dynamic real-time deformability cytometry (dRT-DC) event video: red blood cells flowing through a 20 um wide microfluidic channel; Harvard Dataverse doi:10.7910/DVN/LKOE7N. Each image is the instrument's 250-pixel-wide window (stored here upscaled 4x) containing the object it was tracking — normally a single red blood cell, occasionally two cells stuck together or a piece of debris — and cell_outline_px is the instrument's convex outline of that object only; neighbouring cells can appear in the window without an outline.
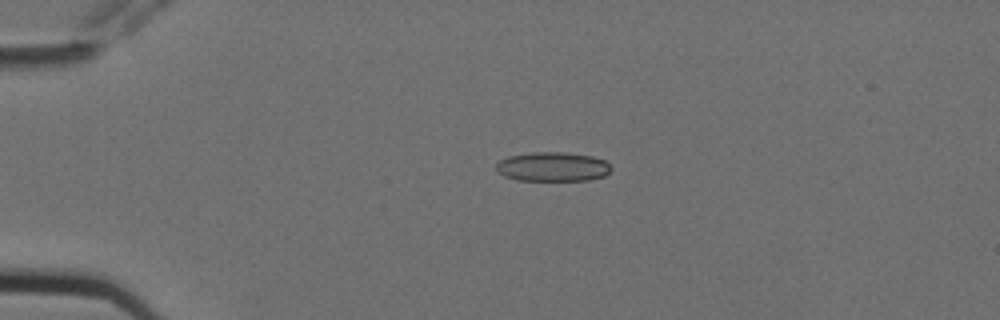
{"species": "Egyptian fruit bat (a non-hibernating species)", "species_latin": "Rousettus aegyptiacus", "temperature_condition": "cold", "stored_images_in_passage": 8, "camera_frame_rate_fps": 3000, "um_per_image_px": 0.085, "animal": {"sex": "female"}, "frame": {"image": 1, "passage_image": 4, "time_ms": 1.0, "image_size_px": [1000, 320], "cell_outline_px": [[612, 168], [604, 176], [588, 180], [516, 180], [504, 176], [496, 172], [496, 164], [500, 160], [508, 156], [532, 152], [564, 152], [592, 156], [604, 160]], "centroid_in_image_um": [46.94, 14.17], "position_along_channel_um": 38.1, "area_um2": 19.65}}